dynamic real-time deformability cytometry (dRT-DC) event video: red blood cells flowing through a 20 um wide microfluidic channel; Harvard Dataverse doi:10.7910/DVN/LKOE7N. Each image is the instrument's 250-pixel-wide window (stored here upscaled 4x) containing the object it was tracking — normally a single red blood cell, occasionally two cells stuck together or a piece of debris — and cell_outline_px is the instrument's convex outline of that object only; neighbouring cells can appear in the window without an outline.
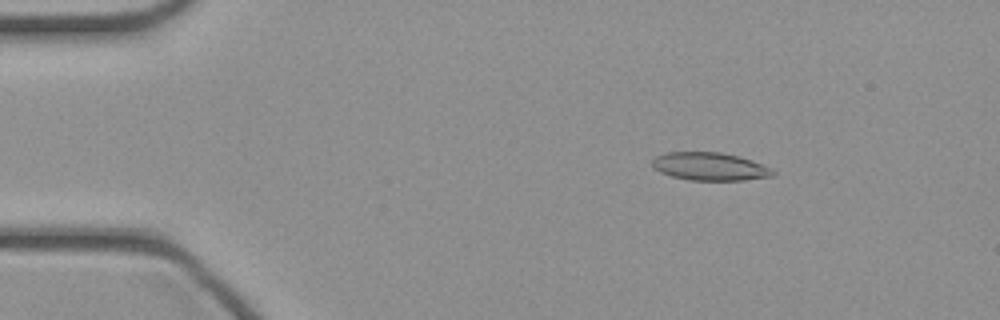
{"species": "common noctule bat (a hibernating species)", "species_latin": "Nyctalus noctula", "temperature_condition": "cold", "stored_images_in_passage": 46, "camera_frame_rate_fps": 3000, "um_per_image_px": 0.085, "animal": {"sex": "female", "body_mass_g": 21.9}, "frame": {"image": 1, "passage_image": 7, "time_ms": 2.0, "image_size_px": [1000, 320], "cell_outline_px": [[776, 172], [772, 176], [744, 180], [688, 180], [672, 176], [660, 172], [652, 164], [652, 160], [656, 156], [668, 152], [720, 152], [752, 160], [772, 168]], "centroid_in_image_um": [60.35, 14.15], "position_along_channel_um": 24.6, "area_um2": 19.54}}
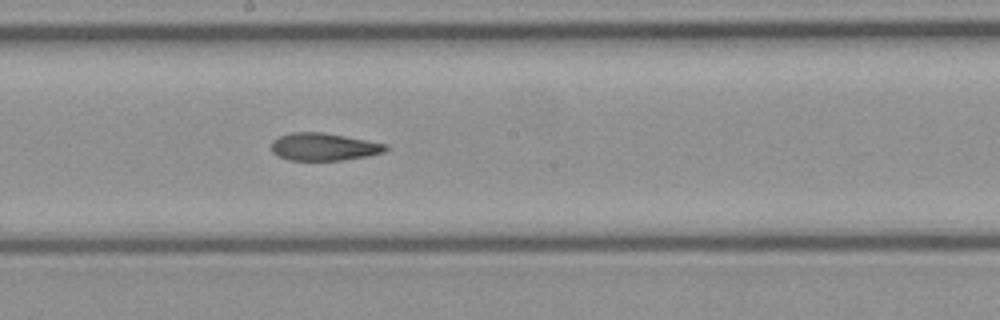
{"frame": {"image": 2, "passage_image": 25, "time_ms": 8.0, "image_size_px": [1000, 320], "cell_outline_px": [[388, 148], [384, 152], [368, 156], [344, 160], [288, 160], [276, 156], [272, 152], [272, 140], [280, 136], [292, 132], [320, 132], [344, 136], [388, 144]], "centroid_in_image_um": [27.51, 12.49], "position_along_channel_um": 220.7, "area_um2": 18.38}}
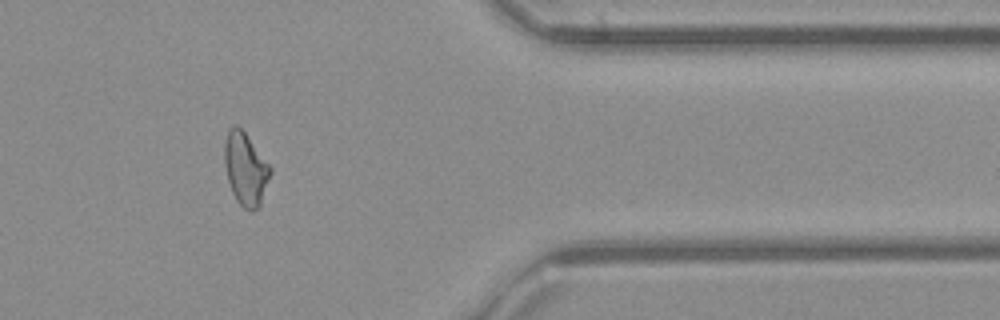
{"frame": {"image": 3, "passage_image": 38, "time_ms": 12.333, "image_size_px": [1000, 320], "cell_outline_px": [[272, 172], [260, 204], [252, 212], [248, 212], [236, 200], [232, 192], [228, 180], [224, 164], [224, 140], [228, 128], [232, 124], [236, 124], [244, 132], [272, 168]], "centroid_in_image_um": [20.85, 14.34], "position_along_channel_um": 390.6, "area_um2": 19.48}}